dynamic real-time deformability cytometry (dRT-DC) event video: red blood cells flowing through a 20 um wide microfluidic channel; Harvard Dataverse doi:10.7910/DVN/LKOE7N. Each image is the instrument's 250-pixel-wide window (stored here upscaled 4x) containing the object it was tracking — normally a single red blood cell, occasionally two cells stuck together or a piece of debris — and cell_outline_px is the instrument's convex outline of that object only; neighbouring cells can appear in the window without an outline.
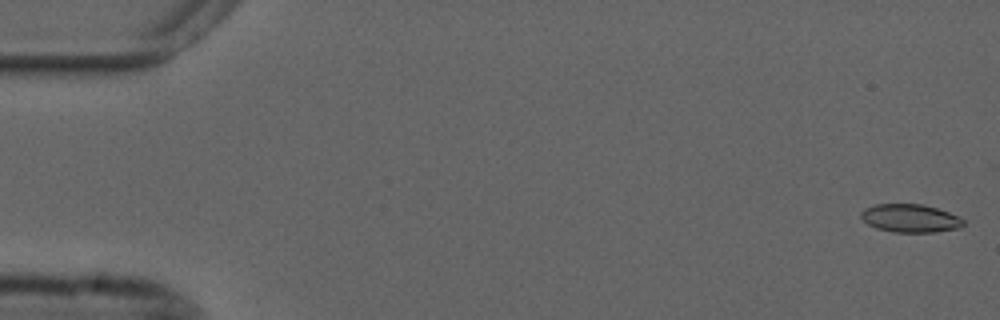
{"species": "common noctule bat (a hibernating species)", "species_latin": "Nyctalus noctula", "temperature_condition": "cold", "stored_images_in_passage": 55, "camera_frame_rate_fps": 3000, "um_per_image_px": 0.085, "animal": {"sex": "male", "forearm_length_mm": 52.5}, "frame": {"image": 1, "passage_image": 1, "time_ms": 0.0, "image_size_px": [1000, 320], "cell_outline_px": [[964, 224], [960, 228], [936, 232], [892, 232], [876, 228], [868, 224], [860, 216], [860, 212], [864, 208], [876, 204], [924, 204], [948, 212], [964, 220]], "centroid_in_image_um": [77.35, 18.55], "position_along_channel_um": 7.6, "area_um2": 16.82}}
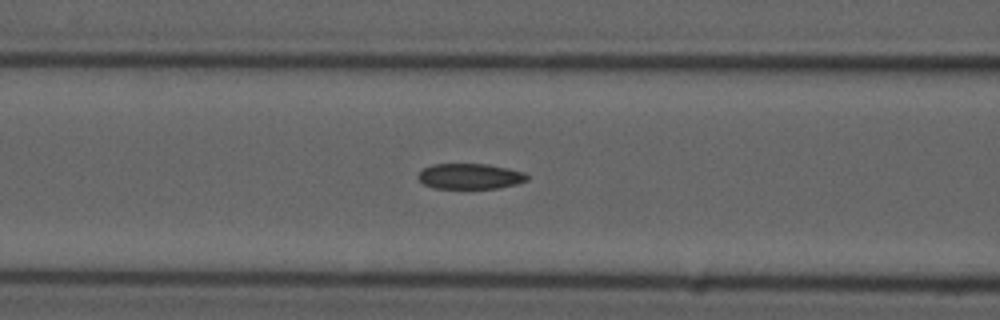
{"frame": {"image": 2, "passage_image": 22, "time_ms": 7.0, "image_size_px": [1000, 320], "cell_outline_px": [[528, 180], [516, 184], [496, 188], [432, 188], [424, 184], [416, 176], [424, 168], [432, 164], [488, 164], [508, 168], [524, 172], [528, 176]], "centroid_in_image_um": [39.95, 14.98], "position_along_channel_um": 126.7, "area_um2": 16.18}}
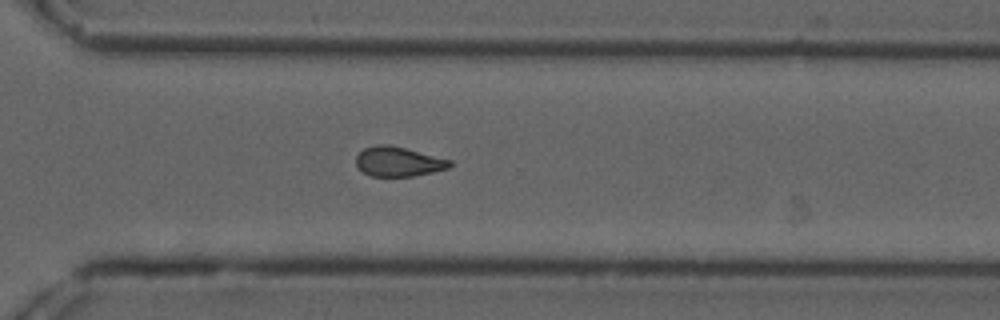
{"frame": {"image": 3, "passage_image": 39, "time_ms": 12.667, "image_size_px": [1000, 320], "cell_outline_px": [[452, 164], [448, 168], [432, 172], [412, 176], [372, 176], [356, 168], [356, 156], [364, 148], [376, 144], [388, 144], [452, 160]], "centroid_in_image_um": [33.83, 13.73], "position_along_channel_um": 336.8, "area_um2": 16.13}, "authors_computed_cell_mechanics": {"area_um2": 16.762, "velocity_mm_per_s": 3.7149, "shape_relaxation_time_tau1_ms": 6.5637, "shape_relaxation_time_tau2_ms": 3.4586, "deformation_change_tau1": 0.1425, "deformation_change_tau2": 0.0958}}